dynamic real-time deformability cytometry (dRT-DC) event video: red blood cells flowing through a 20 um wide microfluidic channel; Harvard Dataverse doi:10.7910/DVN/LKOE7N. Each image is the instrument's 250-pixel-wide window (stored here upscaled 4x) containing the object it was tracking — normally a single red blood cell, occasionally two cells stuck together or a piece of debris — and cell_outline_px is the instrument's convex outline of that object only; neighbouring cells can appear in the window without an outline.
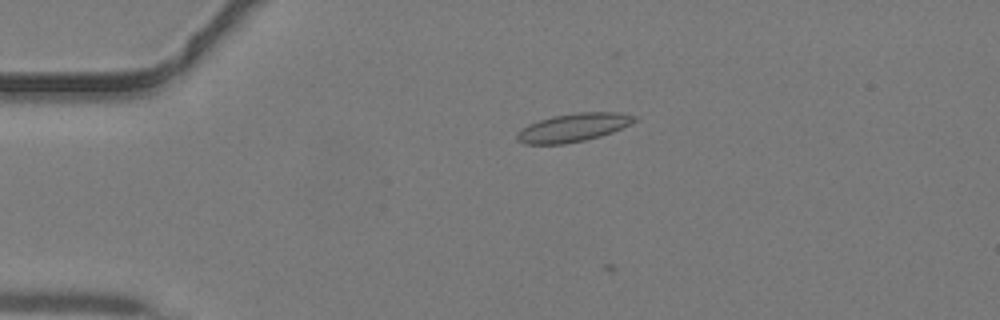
{"species": "common noctule bat (a hibernating species)", "species_latin": "Nyctalus noctula", "temperature_condition": "warm", "stored_images_in_passage": 17, "camera_frame_rate_fps": 3000, "um_per_image_px": 0.085, "animal": {"sex": "male", "body_mass_g": 19.2, "forearm_length_mm": 51.8}, "frame": {"image": 1, "passage_image": 11, "time_ms": 3.333, "image_size_px": [1000, 320], "cell_outline_px": [[636, 120], [612, 132], [600, 136], [584, 140], [564, 144], [524, 144], [516, 140], [516, 136], [520, 128], [528, 124], [552, 116], [576, 112], [616, 112], [636, 116]], "centroid_in_image_um": [48.66, 10.84], "position_along_channel_um": 36.3, "area_um2": 19.25}}